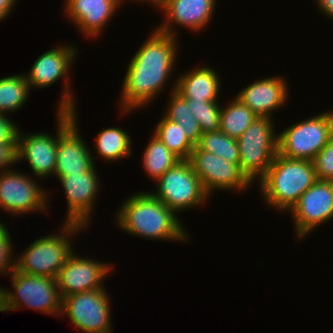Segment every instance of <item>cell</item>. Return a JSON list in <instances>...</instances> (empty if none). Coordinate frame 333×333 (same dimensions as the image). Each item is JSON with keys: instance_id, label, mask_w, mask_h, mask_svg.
I'll return each mask as SVG.
<instances>
[{"instance_id": "1", "label": "cell", "mask_w": 333, "mask_h": 333, "mask_svg": "<svg viewBox=\"0 0 333 333\" xmlns=\"http://www.w3.org/2000/svg\"><path fill=\"white\" fill-rule=\"evenodd\" d=\"M150 34L130 60L122 81L119 106L124 114L154 101L167 85L177 64V37L156 28Z\"/></svg>"}, {"instance_id": "2", "label": "cell", "mask_w": 333, "mask_h": 333, "mask_svg": "<svg viewBox=\"0 0 333 333\" xmlns=\"http://www.w3.org/2000/svg\"><path fill=\"white\" fill-rule=\"evenodd\" d=\"M127 198L115 218L120 229L144 239L189 241L177 214L152 193L143 191Z\"/></svg>"}, {"instance_id": "3", "label": "cell", "mask_w": 333, "mask_h": 333, "mask_svg": "<svg viewBox=\"0 0 333 333\" xmlns=\"http://www.w3.org/2000/svg\"><path fill=\"white\" fill-rule=\"evenodd\" d=\"M316 181L313 161L289 159L277 153L259 181V189L268 207L286 212Z\"/></svg>"}, {"instance_id": "4", "label": "cell", "mask_w": 333, "mask_h": 333, "mask_svg": "<svg viewBox=\"0 0 333 333\" xmlns=\"http://www.w3.org/2000/svg\"><path fill=\"white\" fill-rule=\"evenodd\" d=\"M61 228V233L40 237L28 245L20 257L15 258V270L56 279L59 270L74 250L70 242L71 235L75 236L86 229L84 226L65 222Z\"/></svg>"}, {"instance_id": "5", "label": "cell", "mask_w": 333, "mask_h": 333, "mask_svg": "<svg viewBox=\"0 0 333 333\" xmlns=\"http://www.w3.org/2000/svg\"><path fill=\"white\" fill-rule=\"evenodd\" d=\"M237 142L241 172L251 183L260 181L278 153V133L275 134L273 118L258 117Z\"/></svg>"}, {"instance_id": "6", "label": "cell", "mask_w": 333, "mask_h": 333, "mask_svg": "<svg viewBox=\"0 0 333 333\" xmlns=\"http://www.w3.org/2000/svg\"><path fill=\"white\" fill-rule=\"evenodd\" d=\"M333 136V111L292 124L278 134V154L289 159L313 161Z\"/></svg>"}, {"instance_id": "7", "label": "cell", "mask_w": 333, "mask_h": 333, "mask_svg": "<svg viewBox=\"0 0 333 333\" xmlns=\"http://www.w3.org/2000/svg\"><path fill=\"white\" fill-rule=\"evenodd\" d=\"M10 274L13 290L6 291L7 311L27 306L37 312L60 317L62 299L55 278L28 275L15 269Z\"/></svg>"}, {"instance_id": "8", "label": "cell", "mask_w": 333, "mask_h": 333, "mask_svg": "<svg viewBox=\"0 0 333 333\" xmlns=\"http://www.w3.org/2000/svg\"><path fill=\"white\" fill-rule=\"evenodd\" d=\"M156 183L157 190L151 193L176 214L179 211L200 206L209 198L188 160H180Z\"/></svg>"}, {"instance_id": "9", "label": "cell", "mask_w": 333, "mask_h": 333, "mask_svg": "<svg viewBox=\"0 0 333 333\" xmlns=\"http://www.w3.org/2000/svg\"><path fill=\"white\" fill-rule=\"evenodd\" d=\"M77 47L69 45H62L50 49L40 55L33 63L29 73L24 74L29 83L30 89L46 88L53 85L60 79H64L66 83L64 92L57 105V111H70L75 109V100L72 94L71 81L68 79L69 70L72 68V62L77 58ZM70 68V69H69Z\"/></svg>"}, {"instance_id": "10", "label": "cell", "mask_w": 333, "mask_h": 333, "mask_svg": "<svg viewBox=\"0 0 333 333\" xmlns=\"http://www.w3.org/2000/svg\"><path fill=\"white\" fill-rule=\"evenodd\" d=\"M57 131L52 136L47 132L23 134L18 133L17 162L28 161L37 179L47 178L54 174L59 135L74 121L70 111H57Z\"/></svg>"}, {"instance_id": "11", "label": "cell", "mask_w": 333, "mask_h": 333, "mask_svg": "<svg viewBox=\"0 0 333 333\" xmlns=\"http://www.w3.org/2000/svg\"><path fill=\"white\" fill-rule=\"evenodd\" d=\"M107 290L75 293L62 299V315L86 333H112L110 301ZM67 313V314H66Z\"/></svg>"}, {"instance_id": "12", "label": "cell", "mask_w": 333, "mask_h": 333, "mask_svg": "<svg viewBox=\"0 0 333 333\" xmlns=\"http://www.w3.org/2000/svg\"><path fill=\"white\" fill-rule=\"evenodd\" d=\"M14 170L0 171V208L11 216L46 211L49 207L46 189L29 175Z\"/></svg>"}, {"instance_id": "13", "label": "cell", "mask_w": 333, "mask_h": 333, "mask_svg": "<svg viewBox=\"0 0 333 333\" xmlns=\"http://www.w3.org/2000/svg\"><path fill=\"white\" fill-rule=\"evenodd\" d=\"M188 162L209 196L215 189L226 192L243 191L252 184L241 172L239 163H230L214 153L200 149L197 145L192 150Z\"/></svg>"}, {"instance_id": "14", "label": "cell", "mask_w": 333, "mask_h": 333, "mask_svg": "<svg viewBox=\"0 0 333 333\" xmlns=\"http://www.w3.org/2000/svg\"><path fill=\"white\" fill-rule=\"evenodd\" d=\"M289 212L297 238H306L317 226L333 218V181L317 180Z\"/></svg>"}, {"instance_id": "15", "label": "cell", "mask_w": 333, "mask_h": 333, "mask_svg": "<svg viewBox=\"0 0 333 333\" xmlns=\"http://www.w3.org/2000/svg\"><path fill=\"white\" fill-rule=\"evenodd\" d=\"M95 168L93 166L82 174H68L59 178L68 205L65 223L89 227L100 185Z\"/></svg>"}, {"instance_id": "16", "label": "cell", "mask_w": 333, "mask_h": 333, "mask_svg": "<svg viewBox=\"0 0 333 333\" xmlns=\"http://www.w3.org/2000/svg\"><path fill=\"white\" fill-rule=\"evenodd\" d=\"M108 265L87 257H77L73 251L56 277L61 299L75 293L104 289L103 281L114 267Z\"/></svg>"}, {"instance_id": "17", "label": "cell", "mask_w": 333, "mask_h": 333, "mask_svg": "<svg viewBox=\"0 0 333 333\" xmlns=\"http://www.w3.org/2000/svg\"><path fill=\"white\" fill-rule=\"evenodd\" d=\"M217 0H164L160 8L165 14V20L161 22L157 30L178 37L175 25L189 28L190 30L201 31L207 26L214 16ZM173 27V28H172Z\"/></svg>"}, {"instance_id": "18", "label": "cell", "mask_w": 333, "mask_h": 333, "mask_svg": "<svg viewBox=\"0 0 333 333\" xmlns=\"http://www.w3.org/2000/svg\"><path fill=\"white\" fill-rule=\"evenodd\" d=\"M76 110H70L74 121L59 135L54 172L58 179L82 174L95 166L94 157L78 132Z\"/></svg>"}, {"instance_id": "19", "label": "cell", "mask_w": 333, "mask_h": 333, "mask_svg": "<svg viewBox=\"0 0 333 333\" xmlns=\"http://www.w3.org/2000/svg\"><path fill=\"white\" fill-rule=\"evenodd\" d=\"M286 83L283 77H267L247 85L235 97L258 117L272 118L273 111L287 103L289 90Z\"/></svg>"}, {"instance_id": "20", "label": "cell", "mask_w": 333, "mask_h": 333, "mask_svg": "<svg viewBox=\"0 0 333 333\" xmlns=\"http://www.w3.org/2000/svg\"><path fill=\"white\" fill-rule=\"evenodd\" d=\"M64 14L86 37L99 36L114 12L120 8V0H65Z\"/></svg>"}, {"instance_id": "21", "label": "cell", "mask_w": 333, "mask_h": 333, "mask_svg": "<svg viewBox=\"0 0 333 333\" xmlns=\"http://www.w3.org/2000/svg\"><path fill=\"white\" fill-rule=\"evenodd\" d=\"M192 70V71H191ZM176 78V92L192 101H217L221 81L217 70L197 66Z\"/></svg>"}, {"instance_id": "22", "label": "cell", "mask_w": 333, "mask_h": 333, "mask_svg": "<svg viewBox=\"0 0 333 333\" xmlns=\"http://www.w3.org/2000/svg\"><path fill=\"white\" fill-rule=\"evenodd\" d=\"M97 156L112 163L122 158L131 156V136L122 128L108 127L98 132L95 140Z\"/></svg>"}, {"instance_id": "23", "label": "cell", "mask_w": 333, "mask_h": 333, "mask_svg": "<svg viewBox=\"0 0 333 333\" xmlns=\"http://www.w3.org/2000/svg\"><path fill=\"white\" fill-rule=\"evenodd\" d=\"M235 99L220 110V130L238 139L258 116L239 99Z\"/></svg>"}, {"instance_id": "24", "label": "cell", "mask_w": 333, "mask_h": 333, "mask_svg": "<svg viewBox=\"0 0 333 333\" xmlns=\"http://www.w3.org/2000/svg\"><path fill=\"white\" fill-rule=\"evenodd\" d=\"M142 165L145 173L157 181L167 170L173 167L180 159L172 153L167 146L156 136H151L147 147L143 150Z\"/></svg>"}, {"instance_id": "25", "label": "cell", "mask_w": 333, "mask_h": 333, "mask_svg": "<svg viewBox=\"0 0 333 333\" xmlns=\"http://www.w3.org/2000/svg\"><path fill=\"white\" fill-rule=\"evenodd\" d=\"M171 92L168 101L169 105L166 108L164 116L167 119L180 124V127L185 130V135L194 145H196L203 134L200 125L191 113L187 101L176 92V82L173 83Z\"/></svg>"}, {"instance_id": "26", "label": "cell", "mask_w": 333, "mask_h": 333, "mask_svg": "<svg viewBox=\"0 0 333 333\" xmlns=\"http://www.w3.org/2000/svg\"><path fill=\"white\" fill-rule=\"evenodd\" d=\"M161 118L152 135L162 141L180 160H188L195 145L185 135V130L180 124L167 119L164 115Z\"/></svg>"}, {"instance_id": "27", "label": "cell", "mask_w": 333, "mask_h": 333, "mask_svg": "<svg viewBox=\"0 0 333 333\" xmlns=\"http://www.w3.org/2000/svg\"><path fill=\"white\" fill-rule=\"evenodd\" d=\"M30 87L24 74L0 78V114L21 109L30 95Z\"/></svg>"}, {"instance_id": "28", "label": "cell", "mask_w": 333, "mask_h": 333, "mask_svg": "<svg viewBox=\"0 0 333 333\" xmlns=\"http://www.w3.org/2000/svg\"><path fill=\"white\" fill-rule=\"evenodd\" d=\"M196 145L230 163H239L240 161L237 139L228 136L221 130L203 133Z\"/></svg>"}, {"instance_id": "29", "label": "cell", "mask_w": 333, "mask_h": 333, "mask_svg": "<svg viewBox=\"0 0 333 333\" xmlns=\"http://www.w3.org/2000/svg\"><path fill=\"white\" fill-rule=\"evenodd\" d=\"M190 106L191 113L198 121L202 133L220 130V110L218 101H192L185 99Z\"/></svg>"}, {"instance_id": "30", "label": "cell", "mask_w": 333, "mask_h": 333, "mask_svg": "<svg viewBox=\"0 0 333 333\" xmlns=\"http://www.w3.org/2000/svg\"><path fill=\"white\" fill-rule=\"evenodd\" d=\"M317 180L333 181V136L313 159Z\"/></svg>"}, {"instance_id": "31", "label": "cell", "mask_w": 333, "mask_h": 333, "mask_svg": "<svg viewBox=\"0 0 333 333\" xmlns=\"http://www.w3.org/2000/svg\"><path fill=\"white\" fill-rule=\"evenodd\" d=\"M1 222L2 221H0V275H7L15 269V261H13L15 259L12 256L13 247L10 232H8V228L3 224L4 222Z\"/></svg>"}, {"instance_id": "32", "label": "cell", "mask_w": 333, "mask_h": 333, "mask_svg": "<svg viewBox=\"0 0 333 333\" xmlns=\"http://www.w3.org/2000/svg\"><path fill=\"white\" fill-rule=\"evenodd\" d=\"M7 115L0 114V143H17L19 128Z\"/></svg>"}, {"instance_id": "33", "label": "cell", "mask_w": 333, "mask_h": 333, "mask_svg": "<svg viewBox=\"0 0 333 333\" xmlns=\"http://www.w3.org/2000/svg\"><path fill=\"white\" fill-rule=\"evenodd\" d=\"M17 163V143H0V171Z\"/></svg>"}, {"instance_id": "34", "label": "cell", "mask_w": 333, "mask_h": 333, "mask_svg": "<svg viewBox=\"0 0 333 333\" xmlns=\"http://www.w3.org/2000/svg\"><path fill=\"white\" fill-rule=\"evenodd\" d=\"M18 0H0V21L5 20Z\"/></svg>"}, {"instance_id": "35", "label": "cell", "mask_w": 333, "mask_h": 333, "mask_svg": "<svg viewBox=\"0 0 333 333\" xmlns=\"http://www.w3.org/2000/svg\"><path fill=\"white\" fill-rule=\"evenodd\" d=\"M316 3L322 14L333 20V0H317Z\"/></svg>"}, {"instance_id": "36", "label": "cell", "mask_w": 333, "mask_h": 333, "mask_svg": "<svg viewBox=\"0 0 333 333\" xmlns=\"http://www.w3.org/2000/svg\"><path fill=\"white\" fill-rule=\"evenodd\" d=\"M7 288L0 287V312H7Z\"/></svg>"}, {"instance_id": "37", "label": "cell", "mask_w": 333, "mask_h": 333, "mask_svg": "<svg viewBox=\"0 0 333 333\" xmlns=\"http://www.w3.org/2000/svg\"><path fill=\"white\" fill-rule=\"evenodd\" d=\"M138 1H142V2H148V3H150L151 5H152V3H153V5H154V7L155 8H161V6H162V4H163V1L164 0H138ZM124 2V0H120V3L122 4Z\"/></svg>"}]
</instances>
